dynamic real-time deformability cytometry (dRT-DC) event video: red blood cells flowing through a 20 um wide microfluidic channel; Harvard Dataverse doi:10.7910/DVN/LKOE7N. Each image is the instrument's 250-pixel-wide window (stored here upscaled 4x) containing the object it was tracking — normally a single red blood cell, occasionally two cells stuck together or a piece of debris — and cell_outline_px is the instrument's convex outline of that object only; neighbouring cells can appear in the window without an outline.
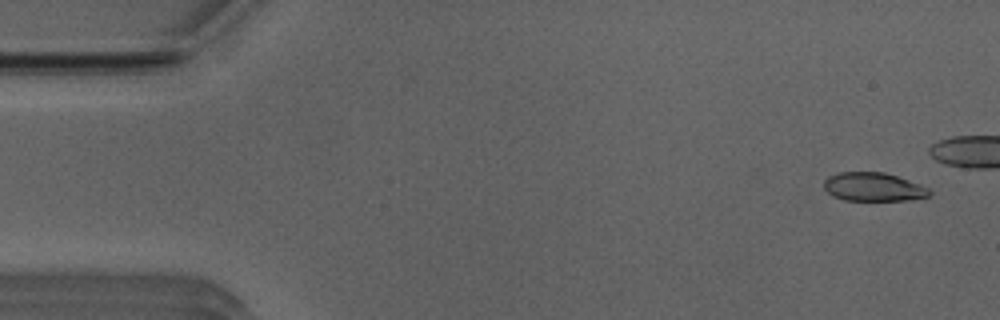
{"species": "Egyptian fruit bat (a non-hibernating species)", "species_latin": "Rousettus aegyptiacus", "temperature_condition": "room temperature", "stored_images_in_passage": 41, "camera_frame_rate_fps": 3000, "um_per_image_px": 0.085, "animal": {"sex": "male"}, "frame": {"image": 1, "passage_image": 3, "time_ms": 0.667, "image_size_px": [1000, 320], "cell_outline_px": [[932, 192], [928, 196], [908, 200], [844, 200], [832, 196], [824, 188], [824, 180], [828, 176], [840, 172], [884, 172], [920, 184], [928, 188]], "centroid_in_image_um": [74.22, 15.89], "position_along_channel_um": 10.8, "area_um2": 17.51}}
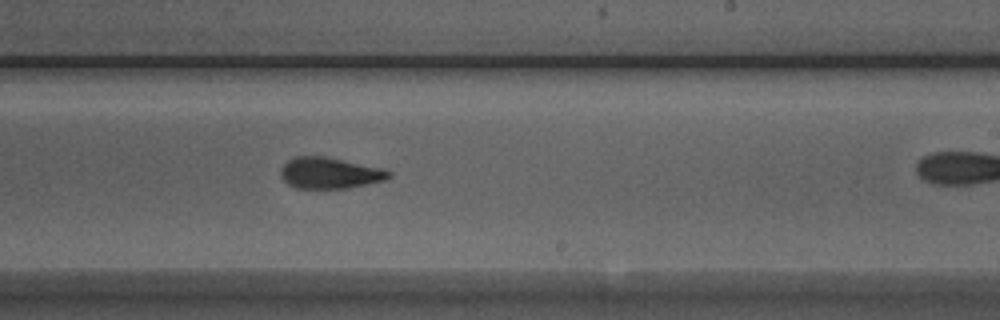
{"frame": {"image": 2, "passage_image": 31, "time_ms": 10.0, "image_size_px": [1000, 320], "cell_outline_px": [[392, 176], [384, 180], [348, 188], [296, 188], [288, 184], [280, 176], [280, 168], [288, 160], [296, 156], [324, 156], [384, 168], [392, 172]], "centroid_in_image_um": [28.03, 14.7], "position_along_channel_um": 261.0, "area_um2": 19.71}}
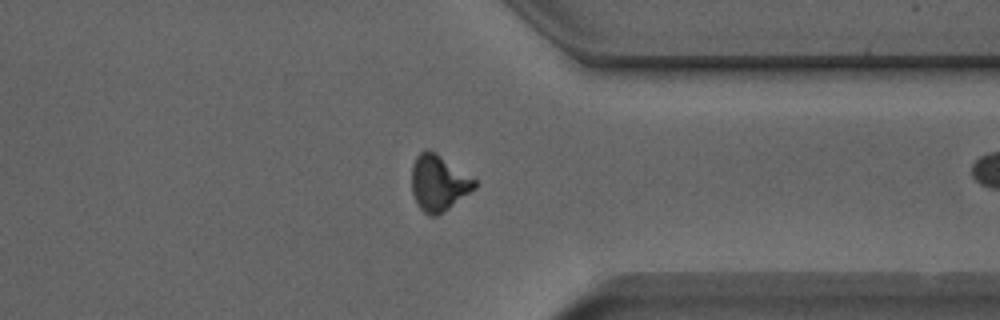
{"frame": {"image": 3, "passage_image": 40, "time_ms": 13.0, "image_size_px": [1000, 320], "cell_outline_px": [[476, 188], [448, 208], [436, 216], [428, 216], [416, 204], [412, 192], [412, 164], [416, 156], [420, 152], [436, 152], [476, 180]], "centroid_in_image_um": [37.26, 15.57], "position_along_channel_um": 374.1, "area_um2": 20.23}}